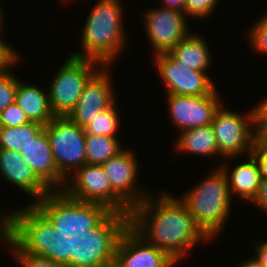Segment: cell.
<instances>
[{
    "label": "cell",
    "mask_w": 267,
    "mask_h": 267,
    "mask_svg": "<svg viewBox=\"0 0 267 267\" xmlns=\"http://www.w3.org/2000/svg\"><path fill=\"white\" fill-rule=\"evenodd\" d=\"M37 223L61 247L69 267H114L129 215L53 208Z\"/></svg>",
    "instance_id": "6da1fadb"
},
{
    "label": "cell",
    "mask_w": 267,
    "mask_h": 267,
    "mask_svg": "<svg viewBox=\"0 0 267 267\" xmlns=\"http://www.w3.org/2000/svg\"><path fill=\"white\" fill-rule=\"evenodd\" d=\"M153 198L150 194L129 214V227L145 243L164 250L178 262L186 255L187 249L202 240H209L180 198L166 192L161 193L157 201Z\"/></svg>",
    "instance_id": "7a4b0ae2"
},
{
    "label": "cell",
    "mask_w": 267,
    "mask_h": 267,
    "mask_svg": "<svg viewBox=\"0 0 267 267\" xmlns=\"http://www.w3.org/2000/svg\"><path fill=\"white\" fill-rule=\"evenodd\" d=\"M72 174L57 195L54 208L130 214L131 208L112 190L102 165L84 164Z\"/></svg>",
    "instance_id": "3957f363"
},
{
    "label": "cell",
    "mask_w": 267,
    "mask_h": 267,
    "mask_svg": "<svg viewBox=\"0 0 267 267\" xmlns=\"http://www.w3.org/2000/svg\"><path fill=\"white\" fill-rule=\"evenodd\" d=\"M121 9L119 0H99L88 15L83 28L81 45L84 52L75 51L71 56L112 66L111 63L126 45Z\"/></svg>",
    "instance_id": "277c9868"
},
{
    "label": "cell",
    "mask_w": 267,
    "mask_h": 267,
    "mask_svg": "<svg viewBox=\"0 0 267 267\" xmlns=\"http://www.w3.org/2000/svg\"><path fill=\"white\" fill-rule=\"evenodd\" d=\"M0 222L2 238L22 266L69 267L61 247L37 222H25L13 211Z\"/></svg>",
    "instance_id": "5b68a950"
},
{
    "label": "cell",
    "mask_w": 267,
    "mask_h": 267,
    "mask_svg": "<svg viewBox=\"0 0 267 267\" xmlns=\"http://www.w3.org/2000/svg\"><path fill=\"white\" fill-rule=\"evenodd\" d=\"M231 199L227 177L219 167L180 198L210 240L222 230L230 214Z\"/></svg>",
    "instance_id": "8992f818"
},
{
    "label": "cell",
    "mask_w": 267,
    "mask_h": 267,
    "mask_svg": "<svg viewBox=\"0 0 267 267\" xmlns=\"http://www.w3.org/2000/svg\"><path fill=\"white\" fill-rule=\"evenodd\" d=\"M0 173L10 183L37 201L19 210H13L25 222H37L46 212L56 206L53 194L33 173L21 153L0 149ZM36 197V198H35Z\"/></svg>",
    "instance_id": "52a82bcc"
},
{
    "label": "cell",
    "mask_w": 267,
    "mask_h": 267,
    "mask_svg": "<svg viewBox=\"0 0 267 267\" xmlns=\"http://www.w3.org/2000/svg\"><path fill=\"white\" fill-rule=\"evenodd\" d=\"M102 66L103 64L92 59L71 55L66 59L48 91L50 108L55 116H68L75 108L88 80Z\"/></svg>",
    "instance_id": "ba28073f"
},
{
    "label": "cell",
    "mask_w": 267,
    "mask_h": 267,
    "mask_svg": "<svg viewBox=\"0 0 267 267\" xmlns=\"http://www.w3.org/2000/svg\"><path fill=\"white\" fill-rule=\"evenodd\" d=\"M59 174L67 180L86 164V133L67 116H55L44 126ZM69 173V174H68Z\"/></svg>",
    "instance_id": "9c48e42d"
},
{
    "label": "cell",
    "mask_w": 267,
    "mask_h": 267,
    "mask_svg": "<svg viewBox=\"0 0 267 267\" xmlns=\"http://www.w3.org/2000/svg\"><path fill=\"white\" fill-rule=\"evenodd\" d=\"M250 113L241 115L227 110L222 105L214 113L211 126L217 141L221 156L224 158L239 156L248 151L251 154L255 144V131L250 126H255L257 106ZM251 124V125H250Z\"/></svg>",
    "instance_id": "30bf717a"
},
{
    "label": "cell",
    "mask_w": 267,
    "mask_h": 267,
    "mask_svg": "<svg viewBox=\"0 0 267 267\" xmlns=\"http://www.w3.org/2000/svg\"><path fill=\"white\" fill-rule=\"evenodd\" d=\"M159 76L167 88V94L199 96L216 91L207 72L195 71L179 63L169 53L156 55Z\"/></svg>",
    "instance_id": "8fae6325"
},
{
    "label": "cell",
    "mask_w": 267,
    "mask_h": 267,
    "mask_svg": "<svg viewBox=\"0 0 267 267\" xmlns=\"http://www.w3.org/2000/svg\"><path fill=\"white\" fill-rule=\"evenodd\" d=\"M185 12L166 7L146 12L147 38L156 55L169 53L188 34Z\"/></svg>",
    "instance_id": "7c38bea8"
},
{
    "label": "cell",
    "mask_w": 267,
    "mask_h": 267,
    "mask_svg": "<svg viewBox=\"0 0 267 267\" xmlns=\"http://www.w3.org/2000/svg\"><path fill=\"white\" fill-rule=\"evenodd\" d=\"M217 94V91L199 96L167 94L174 125L183 131L211 124L214 113L221 106Z\"/></svg>",
    "instance_id": "4fadbf2b"
},
{
    "label": "cell",
    "mask_w": 267,
    "mask_h": 267,
    "mask_svg": "<svg viewBox=\"0 0 267 267\" xmlns=\"http://www.w3.org/2000/svg\"><path fill=\"white\" fill-rule=\"evenodd\" d=\"M108 67L103 65L88 80L75 108L67 116L80 127L84 128L98 113L108 109L116 101Z\"/></svg>",
    "instance_id": "5bb4252c"
},
{
    "label": "cell",
    "mask_w": 267,
    "mask_h": 267,
    "mask_svg": "<svg viewBox=\"0 0 267 267\" xmlns=\"http://www.w3.org/2000/svg\"><path fill=\"white\" fill-rule=\"evenodd\" d=\"M137 162L131 150L123 149L102 164L112 190L132 209L143 202L150 194L134 187L137 178ZM137 188V189H136ZM141 190V191H140ZM146 193V194H145Z\"/></svg>",
    "instance_id": "9a60e30c"
},
{
    "label": "cell",
    "mask_w": 267,
    "mask_h": 267,
    "mask_svg": "<svg viewBox=\"0 0 267 267\" xmlns=\"http://www.w3.org/2000/svg\"><path fill=\"white\" fill-rule=\"evenodd\" d=\"M176 263L164 250L145 244L128 227L117 245L114 267H173Z\"/></svg>",
    "instance_id": "2e32d148"
},
{
    "label": "cell",
    "mask_w": 267,
    "mask_h": 267,
    "mask_svg": "<svg viewBox=\"0 0 267 267\" xmlns=\"http://www.w3.org/2000/svg\"><path fill=\"white\" fill-rule=\"evenodd\" d=\"M20 153L36 177L57 197L66 180L58 172L46 130L43 128Z\"/></svg>",
    "instance_id": "e0dca14e"
},
{
    "label": "cell",
    "mask_w": 267,
    "mask_h": 267,
    "mask_svg": "<svg viewBox=\"0 0 267 267\" xmlns=\"http://www.w3.org/2000/svg\"><path fill=\"white\" fill-rule=\"evenodd\" d=\"M42 88L18 81L15 94V102L26 113L31 122H37L45 126L55 115L53 114L48 92Z\"/></svg>",
    "instance_id": "ac0fdd59"
},
{
    "label": "cell",
    "mask_w": 267,
    "mask_h": 267,
    "mask_svg": "<svg viewBox=\"0 0 267 267\" xmlns=\"http://www.w3.org/2000/svg\"><path fill=\"white\" fill-rule=\"evenodd\" d=\"M249 157L250 159L247 162L234 167V170L230 171L232 174L228 173L227 165L221 166L220 168L225 172L227 177L231 196L232 193L238 194L244 200L253 202L259 191L261 173L255 158L251 154Z\"/></svg>",
    "instance_id": "d6986e66"
},
{
    "label": "cell",
    "mask_w": 267,
    "mask_h": 267,
    "mask_svg": "<svg viewBox=\"0 0 267 267\" xmlns=\"http://www.w3.org/2000/svg\"><path fill=\"white\" fill-rule=\"evenodd\" d=\"M207 45L202 37L190 33L169 54L191 70L206 72L211 63Z\"/></svg>",
    "instance_id": "ffe728a7"
},
{
    "label": "cell",
    "mask_w": 267,
    "mask_h": 267,
    "mask_svg": "<svg viewBox=\"0 0 267 267\" xmlns=\"http://www.w3.org/2000/svg\"><path fill=\"white\" fill-rule=\"evenodd\" d=\"M180 132L176 150L203 156L220 154L211 124Z\"/></svg>",
    "instance_id": "44dd1931"
},
{
    "label": "cell",
    "mask_w": 267,
    "mask_h": 267,
    "mask_svg": "<svg viewBox=\"0 0 267 267\" xmlns=\"http://www.w3.org/2000/svg\"><path fill=\"white\" fill-rule=\"evenodd\" d=\"M120 143L117 137L86 134V164H104L123 150Z\"/></svg>",
    "instance_id": "7402d4cb"
},
{
    "label": "cell",
    "mask_w": 267,
    "mask_h": 267,
    "mask_svg": "<svg viewBox=\"0 0 267 267\" xmlns=\"http://www.w3.org/2000/svg\"><path fill=\"white\" fill-rule=\"evenodd\" d=\"M44 128L37 122L17 127H0V149L19 152Z\"/></svg>",
    "instance_id": "603a6c76"
},
{
    "label": "cell",
    "mask_w": 267,
    "mask_h": 267,
    "mask_svg": "<svg viewBox=\"0 0 267 267\" xmlns=\"http://www.w3.org/2000/svg\"><path fill=\"white\" fill-rule=\"evenodd\" d=\"M116 102L97 114L85 127L86 134L103 135L108 137H117L115 133L119 126V117L116 110Z\"/></svg>",
    "instance_id": "cb8c5ba5"
},
{
    "label": "cell",
    "mask_w": 267,
    "mask_h": 267,
    "mask_svg": "<svg viewBox=\"0 0 267 267\" xmlns=\"http://www.w3.org/2000/svg\"><path fill=\"white\" fill-rule=\"evenodd\" d=\"M11 67L0 73V113L15 102L18 78L10 73Z\"/></svg>",
    "instance_id": "d4e9b609"
},
{
    "label": "cell",
    "mask_w": 267,
    "mask_h": 267,
    "mask_svg": "<svg viewBox=\"0 0 267 267\" xmlns=\"http://www.w3.org/2000/svg\"><path fill=\"white\" fill-rule=\"evenodd\" d=\"M30 122L26 113L16 102L10 104L0 113V127H17Z\"/></svg>",
    "instance_id": "484cf974"
},
{
    "label": "cell",
    "mask_w": 267,
    "mask_h": 267,
    "mask_svg": "<svg viewBox=\"0 0 267 267\" xmlns=\"http://www.w3.org/2000/svg\"><path fill=\"white\" fill-rule=\"evenodd\" d=\"M259 19L251 29L249 39L254 50L267 53V12Z\"/></svg>",
    "instance_id": "4316f807"
},
{
    "label": "cell",
    "mask_w": 267,
    "mask_h": 267,
    "mask_svg": "<svg viewBox=\"0 0 267 267\" xmlns=\"http://www.w3.org/2000/svg\"><path fill=\"white\" fill-rule=\"evenodd\" d=\"M220 0H185V14L192 17L209 16Z\"/></svg>",
    "instance_id": "83f0119b"
},
{
    "label": "cell",
    "mask_w": 267,
    "mask_h": 267,
    "mask_svg": "<svg viewBox=\"0 0 267 267\" xmlns=\"http://www.w3.org/2000/svg\"><path fill=\"white\" fill-rule=\"evenodd\" d=\"M1 38V37H0ZM19 56L16 51L0 39V73L4 72L8 67H12L17 62Z\"/></svg>",
    "instance_id": "f1b7e54d"
},
{
    "label": "cell",
    "mask_w": 267,
    "mask_h": 267,
    "mask_svg": "<svg viewBox=\"0 0 267 267\" xmlns=\"http://www.w3.org/2000/svg\"><path fill=\"white\" fill-rule=\"evenodd\" d=\"M255 143L267 150V119L257 110L255 117Z\"/></svg>",
    "instance_id": "f546056e"
},
{
    "label": "cell",
    "mask_w": 267,
    "mask_h": 267,
    "mask_svg": "<svg viewBox=\"0 0 267 267\" xmlns=\"http://www.w3.org/2000/svg\"><path fill=\"white\" fill-rule=\"evenodd\" d=\"M251 155L258 163L261 179H267V150L261 149L256 143L253 146Z\"/></svg>",
    "instance_id": "4dcf8cb0"
},
{
    "label": "cell",
    "mask_w": 267,
    "mask_h": 267,
    "mask_svg": "<svg viewBox=\"0 0 267 267\" xmlns=\"http://www.w3.org/2000/svg\"><path fill=\"white\" fill-rule=\"evenodd\" d=\"M254 202L257 206L267 212V179H261L258 194L251 203Z\"/></svg>",
    "instance_id": "1f68e13d"
},
{
    "label": "cell",
    "mask_w": 267,
    "mask_h": 267,
    "mask_svg": "<svg viewBox=\"0 0 267 267\" xmlns=\"http://www.w3.org/2000/svg\"><path fill=\"white\" fill-rule=\"evenodd\" d=\"M256 258L260 261L262 267H267V241L260 242V244L255 247Z\"/></svg>",
    "instance_id": "d6a6232c"
},
{
    "label": "cell",
    "mask_w": 267,
    "mask_h": 267,
    "mask_svg": "<svg viewBox=\"0 0 267 267\" xmlns=\"http://www.w3.org/2000/svg\"><path fill=\"white\" fill-rule=\"evenodd\" d=\"M164 3L168 9L185 12V0H164Z\"/></svg>",
    "instance_id": "836d02e7"
},
{
    "label": "cell",
    "mask_w": 267,
    "mask_h": 267,
    "mask_svg": "<svg viewBox=\"0 0 267 267\" xmlns=\"http://www.w3.org/2000/svg\"><path fill=\"white\" fill-rule=\"evenodd\" d=\"M237 267H262L260 261L254 257L249 260L244 261L243 263H240Z\"/></svg>",
    "instance_id": "e575fe53"
},
{
    "label": "cell",
    "mask_w": 267,
    "mask_h": 267,
    "mask_svg": "<svg viewBox=\"0 0 267 267\" xmlns=\"http://www.w3.org/2000/svg\"><path fill=\"white\" fill-rule=\"evenodd\" d=\"M257 110L267 119V98L258 104Z\"/></svg>",
    "instance_id": "d590c367"
},
{
    "label": "cell",
    "mask_w": 267,
    "mask_h": 267,
    "mask_svg": "<svg viewBox=\"0 0 267 267\" xmlns=\"http://www.w3.org/2000/svg\"><path fill=\"white\" fill-rule=\"evenodd\" d=\"M1 10V9H0ZM2 14H1V11H0V32H1V28H2V21H3V18H2Z\"/></svg>",
    "instance_id": "8d00e7d4"
}]
</instances>
